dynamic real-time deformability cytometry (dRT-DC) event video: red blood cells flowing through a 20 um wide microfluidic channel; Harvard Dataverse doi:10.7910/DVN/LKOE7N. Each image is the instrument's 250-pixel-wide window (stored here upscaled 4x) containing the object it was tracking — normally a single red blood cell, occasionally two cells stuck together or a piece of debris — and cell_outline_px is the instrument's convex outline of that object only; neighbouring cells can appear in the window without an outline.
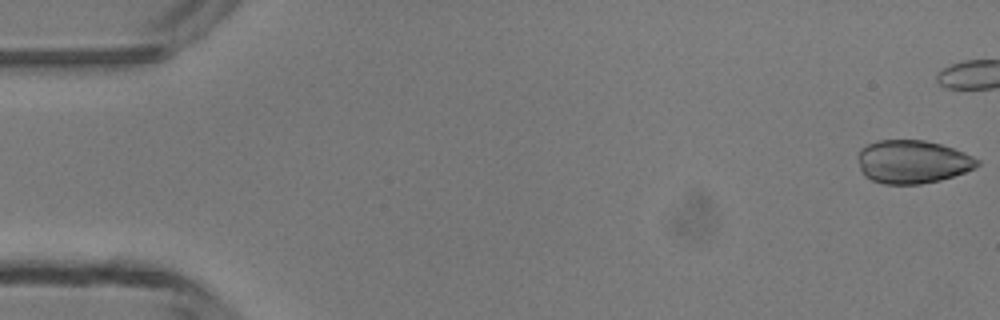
{"species": "common noctule bat (a hibernating species)", "species_latin": "Nyctalus noctula", "temperature_condition": "room temperature", "stored_images_in_passage": 6, "camera_frame_rate_fps": 3000, "um_per_image_px": 0.085, "animal": {"sex": "male", "body_mass_g": 13.3}, "frame": {"image": 1, "passage_image": 1, "time_ms": 0.0, "image_size_px": [1000, 320], "cell_outline_px": [[980, 164], [976, 168], [940, 180], [920, 184], [884, 184], [872, 180], [864, 176], [860, 168], [856, 156], [860, 148], [868, 144], [880, 140], [924, 140], [940, 144], [964, 152], [980, 160]], "centroid_in_image_um": [77.54, 13.75], "position_along_channel_um": 7.5, "area_um2": 30.17}}